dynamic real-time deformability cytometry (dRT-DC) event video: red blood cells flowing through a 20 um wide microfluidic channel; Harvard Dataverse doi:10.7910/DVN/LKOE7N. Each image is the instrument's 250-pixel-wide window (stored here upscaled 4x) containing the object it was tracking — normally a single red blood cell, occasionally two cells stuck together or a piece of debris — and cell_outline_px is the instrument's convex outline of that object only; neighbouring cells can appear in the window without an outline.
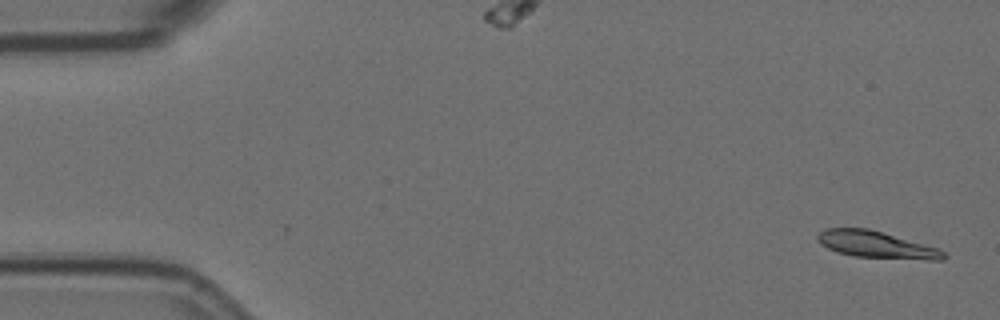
{"species": "Egyptian fruit bat (a non-hibernating species)", "species_latin": "Rousettus aegyptiacus", "temperature_condition": "room temperature", "stored_images_in_passage": 5, "camera_frame_rate_fps": 3000, "um_per_image_px": 0.085, "animal": {"sex": "female"}, "frame": {"image": 1, "passage_image": 1, "time_ms": 0.0, "image_size_px": [1000, 320], "cell_outline_px": [[948, 256], [944, 260], [928, 260], [856, 256], [836, 252], [828, 248], [816, 236], [824, 228], [868, 228], [940, 248]], "centroid_in_image_um": [74.56, 20.8], "position_along_channel_um": 10.4, "area_um2": 19.59}}
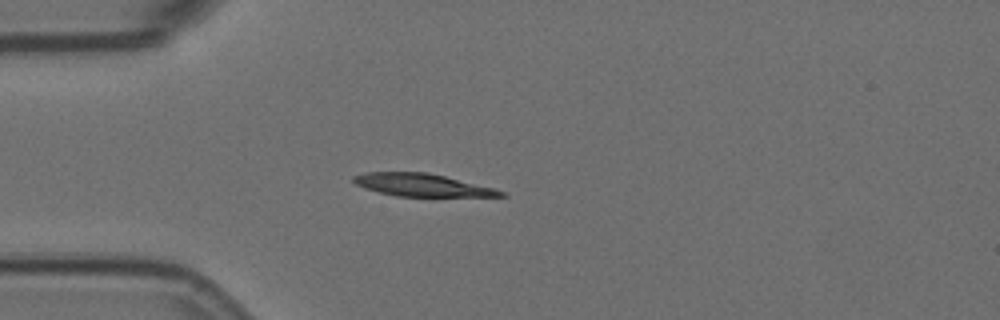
{"frame": {"image": 2, "passage_image": 5, "time_ms": 1.333, "image_size_px": [1000, 320], "cell_outline_px": [[508, 196], [396, 196], [364, 188], [356, 184], [352, 180], [352, 176], [364, 172], [428, 172], [496, 188], [504, 192]], "centroid_in_image_um": [35.86, 15.72], "position_along_channel_um": 49.1, "area_um2": 19.36}}